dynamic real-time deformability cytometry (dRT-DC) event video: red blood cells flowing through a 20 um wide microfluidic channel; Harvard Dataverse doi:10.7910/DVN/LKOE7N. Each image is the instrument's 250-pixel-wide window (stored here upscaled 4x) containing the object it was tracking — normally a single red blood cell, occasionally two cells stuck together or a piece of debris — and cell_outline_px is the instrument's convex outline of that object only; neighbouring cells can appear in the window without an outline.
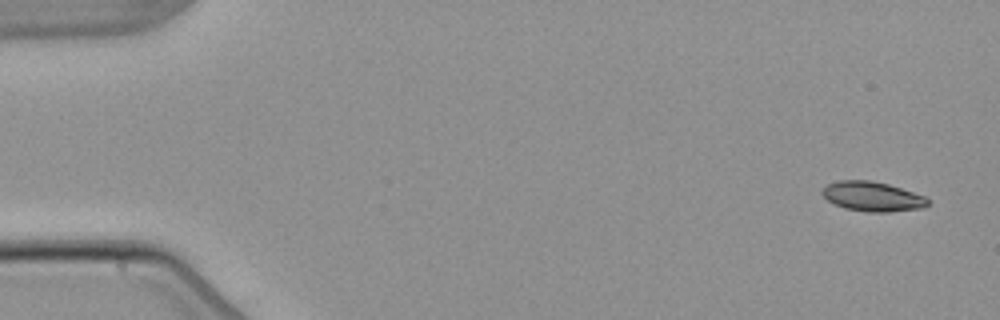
{"species": "common noctule bat (a hibernating species)", "species_latin": "Nyctalus noctula", "temperature_condition": "warm", "stored_images_in_passage": 5, "camera_frame_rate_fps": 3000, "um_per_image_px": 0.085, "animal": {"sex": "male", "body_mass_g": 21.5, "forearm_length_mm": 52.0}, "frame": {"image": 1, "passage_image": 1, "time_ms": 0.0, "image_size_px": [1000, 320], "cell_outline_px": [[928, 204], [924, 208], [888, 212], [868, 212], [844, 208], [828, 200], [820, 192], [828, 184], [840, 180], [872, 180], [888, 184], [924, 196], [928, 200]], "centroid_in_image_um": [74.15, 16.7], "position_along_channel_um": 10.8, "area_um2": 18.09}}
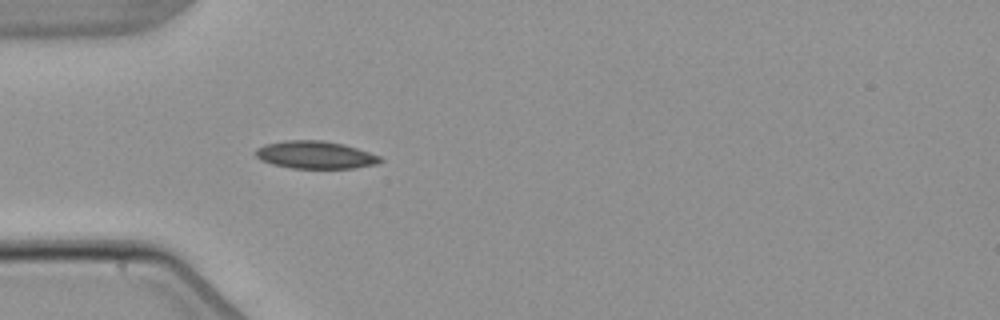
{"frame": {"image": 2, "passage_image": 5, "time_ms": 4.667, "image_size_px": [1000, 320], "cell_outline_px": [[384, 160], [376, 164], [352, 168], [292, 168], [272, 164], [260, 160], [256, 156], [256, 148], [264, 144], [284, 140], [324, 140], [344, 144], [380, 156]], "centroid_in_image_um": [26.78, 13.16], "position_along_channel_um": 58.2, "area_um2": 20.06}}